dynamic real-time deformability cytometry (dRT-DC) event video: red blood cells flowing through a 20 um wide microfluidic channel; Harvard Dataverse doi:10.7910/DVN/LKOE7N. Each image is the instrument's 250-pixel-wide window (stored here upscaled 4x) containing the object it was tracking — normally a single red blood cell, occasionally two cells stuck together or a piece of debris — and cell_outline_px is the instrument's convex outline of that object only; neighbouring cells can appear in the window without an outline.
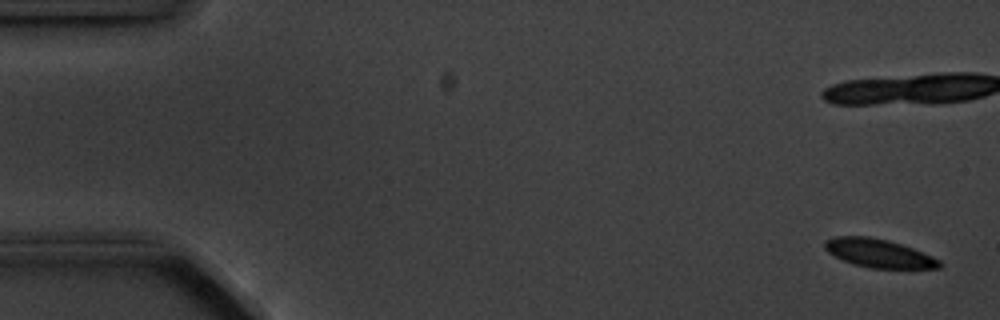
{"species": "common noctule bat (a hibernating species)", "species_latin": "Nyctalus noctula", "temperature_condition": "cold", "stored_images_in_passage": 5, "camera_frame_rate_fps": 3000, "um_per_image_px": 0.085, "animal": {"sex": "male", "body_mass_g": 20.1, "forearm_length_mm": 53.5}, "frame": {"image": 1, "passage_image": 1, "time_ms": 0.0, "image_size_px": [1000, 320], "cell_outline_px": [[940, 268], [868, 268], [852, 264], [832, 256], [824, 248], [824, 240], [836, 236], [868, 236], [888, 240], [912, 248], [932, 256], [940, 260]], "centroid_in_image_um": [74.63, 21.52], "position_along_channel_um": 10.4, "area_um2": 19.07}}